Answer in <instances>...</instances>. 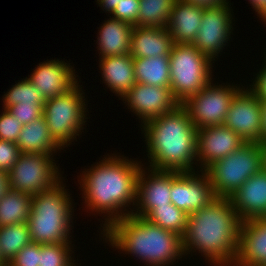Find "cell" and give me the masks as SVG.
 <instances>
[{
    "instance_id": "cell-28",
    "label": "cell",
    "mask_w": 266,
    "mask_h": 266,
    "mask_svg": "<svg viewBox=\"0 0 266 266\" xmlns=\"http://www.w3.org/2000/svg\"><path fill=\"white\" fill-rule=\"evenodd\" d=\"M176 0H140L136 26L166 28Z\"/></svg>"
},
{
    "instance_id": "cell-5",
    "label": "cell",
    "mask_w": 266,
    "mask_h": 266,
    "mask_svg": "<svg viewBox=\"0 0 266 266\" xmlns=\"http://www.w3.org/2000/svg\"><path fill=\"white\" fill-rule=\"evenodd\" d=\"M61 180L51 190L32 195L27 221L31 242L38 244L72 243L74 207L71 194Z\"/></svg>"
},
{
    "instance_id": "cell-41",
    "label": "cell",
    "mask_w": 266,
    "mask_h": 266,
    "mask_svg": "<svg viewBox=\"0 0 266 266\" xmlns=\"http://www.w3.org/2000/svg\"><path fill=\"white\" fill-rule=\"evenodd\" d=\"M10 189L9 175L4 171H0V200Z\"/></svg>"
},
{
    "instance_id": "cell-33",
    "label": "cell",
    "mask_w": 266,
    "mask_h": 266,
    "mask_svg": "<svg viewBox=\"0 0 266 266\" xmlns=\"http://www.w3.org/2000/svg\"><path fill=\"white\" fill-rule=\"evenodd\" d=\"M2 109L0 114V140L16 143L23 125L7 109Z\"/></svg>"
},
{
    "instance_id": "cell-25",
    "label": "cell",
    "mask_w": 266,
    "mask_h": 266,
    "mask_svg": "<svg viewBox=\"0 0 266 266\" xmlns=\"http://www.w3.org/2000/svg\"><path fill=\"white\" fill-rule=\"evenodd\" d=\"M134 72L137 83L170 87L169 56L135 58Z\"/></svg>"
},
{
    "instance_id": "cell-12",
    "label": "cell",
    "mask_w": 266,
    "mask_h": 266,
    "mask_svg": "<svg viewBox=\"0 0 266 266\" xmlns=\"http://www.w3.org/2000/svg\"><path fill=\"white\" fill-rule=\"evenodd\" d=\"M247 87L233 98L224 125L247 143H258L262 135L261 100Z\"/></svg>"
},
{
    "instance_id": "cell-37",
    "label": "cell",
    "mask_w": 266,
    "mask_h": 266,
    "mask_svg": "<svg viewBox=\"0 0 266 266\" xmlns=\"http://www.w3.org/2000/svg\"><path fill=\"white\" fill-rule=\"evenodd\" d=\"M257 72L253 83L250 86V90L261 100L266 101V63L262 65V68Z\"/></svg>"
},
{
    "instance_id": "cell-19",
    "label": "cell",
    "mask_w": 266,
    "mask_h": 266,
    "mask_svg": "<svg viewBox=\"0 0 266 266\" xmlns=\"http://www.w3.org/2000/svg\"><path fill=\"white\" fill-rule=\"evenodd\" d=\"M229 199L241 222L266 217V172L251 176Z\"/></svg>"
},
{
    "instance_id": "cell-39",
    "label": "cell",
    "mask_w": 266,
    "mask_h": 266,
    "mask_svg": "<svg viewBox=\"0 0 266 266\" xmlns=\"http://www.w3.org/2000/svg\"><path fill=\"white\" fill-rule=\"evenodd\" d=\"M261 21L266 19V0H248Z\"/></svg>"
},
{
    "instance_id": "cell-2",
    "label": "cell",
    "mask_w": 266,
    "mask_h": 266,
    "mask_svg": "<svg viewBox=\"0 0 266 266\" xmlns=\"http://www.w3.org/2000/svg\"><path fill=\"white\" fill-rule=\"evenodd\" d=\"M240 224L231 200L216 197L188 215L182 237L184 257L197 251L210 265L232 266L238 250Z\"/></svg>"
},
{
    "instance_id": "cell-15",
    "label": "cell",
    "mask_w": 266,
    "mask_h": 266,
    "mask_svg": "<svg viewBox=\"0 0 266 266\" xmlns=\"http://www.w3.org/2000/svg\"><path fill=\"white\" fill-rule=\"evenodd\" d=\"M126 106L141 120V125L176 109L180 103L175 99L170 87H158L136 83L121 98Z\"/></svg>"
},
{
    "instance_id": "cell-21",
    "label": "cell",
    "mask_w": 266,
    "mask_h": 266,
    "mask_svg": "<svg viewBox=\"0 0 266 266\" xmlns=\"http://www.w3.org/2000/svg\"><path fill=\"white\" fill-rule=\"evenodd\" d=\"M202 16L203 7L176 0L166 27L173 42L192 44L200 28Z\"/></svg>"
},
{
    "instance_id": "cell-3",
    "label": "cell",
    "mask_w": 266,
    "mask_h": 266,
    "mask_svg": "<svg viewBox=\"0 0 266 266\" xmlns=\"http://www.w3.org/2000/svg\"><path fill=\"white\" fill-rule=\"evenodd\" d=\"M141 127L149 168L177 172L196 171L197 128L181 104L169 113L144 122Z\"/></svg>"
},
{
    "instance_id": "cell-11",
    "label": "cell",
    "mask_w": 266,
    "mask_h": 266,
    "mask_svg": "<svg viewBox=\"0 0 266 266\" xmlns=\"http://www.w3.org/2000/svg\"><path fill=\"white\" fill-rule=\"evenodd\" d=\"M229 4L217 7L203 8V16L200 28L197 32L194 45L204 55L209 57L214 63L219 54L223 52L233 35V10ZM232 11V12H231Z\"/></svg>"
},
{
    "instance_id": "cell-23",
    "label": "cell",
    "mask_w": 266,
    "mask_h": 266,
    "mask_svg": "<svg viewBox=\"0 0 266 266\" xmlns=\"http://www.w3.org/2000/svg\"><path fill=\"white\" fill-rule=\"evenodd\" d=\"M99 27L97 50L99 58L130 54L131 36L134 26L109 16ZM100 50V51H99Z\"/></svg>"
},
{
    "instance_id": "cell-38",
    "label": "cell",
    "mask_w": 266,
    "mask_h": 266,
    "mask_svg": "<svg viewBox=\"0 0 266 266\" xmlns=\"http://www.w3.org/2000/svg\"><path fill=\"white\" fill-rule=\"evenodd\" d=\"M186 3L197 5L203 8L217 7L223 4H229L227 0H183Z\"/></svg>"
},
{
    "instance_id": "cell-18",
    "label": "cell",
    "mask_w": 266,
    "mask_h": 266,
    "mask_svg": "<svg viewBox=\"0 0 266 266\" xmlns=\"http://www.w3.org/2000/svg\"><path fill=\"white\" fill-rule=\"evenodd\" d=\"M232 266H266V217L241 222Z\"/></svg>"
},
{
    "instance_id": "cell-17",
    "label": "cell",
    "mask_w": 266,
    "mask_h": 266,
    "mask_svg": "<svg viewBox=\"0 0 266 266\" xmlns=\"http://www.w3.org/2000/svg\"><path fill=\"white\" fill-rule=\"evenodd\" d=\"M64 60L52 59L41 62L28 75V80L39 90L44 99L53 98L65 94L80 81L75 69Z\"/></svg>"
},
{
    "instance_id": "cell-7",
    "label": "cell",
    "mask_w": 266,
    "mask_h": 266,
    "mask_svg": "<svg viewBox=\"0 0 266 266\" xmlns=\"http://www.w3.org/2000/svg\"><path fill=\"white\" fill-rule=\"evenodd\" d=\"M169 62L170 88L180 104L200 92L214 79V62L192 44L174 43Z\"/></svg>"
},
{
    "instance_id": "cell-10",
    "label": "cell",
    "mask_w": 266,
    "mask_h": 266,
    "mask_svg": "<svg viewBox=\"0 0 266 266\" xmlns=\"http://www.w3.org/2000/svg\"><path fill=\"white\" fill-rule=\"evenodd\" d=\"M212 81L181 104L197 129L224 125L233 98L244 87L233 83L216 85Z\"/></svg>"
},
{
    "instance_id": "cell-20",
    "label": "cell",
    "mask_w": 266,
    "mask_h": 266,
    "mask_svg": "<svg viewBox=\"0 0 266 266\" xmlns=\"http://www.w3.org/2000/svg\"><path fill=\"white\" fill-rule=\"evenodd\" d=\"M173 45V39L166 28L134 26L130 56L133 59L169 56Z\"/></svg>"
},
{
    "instance_id": "cell-6",
    "label": "cell",
    "mask_w": 266,
    "mask_h": 266,
    "mask_svg": "<svg viewBox=\"0 0 266 266\" xmlns=\"http://www.w3.org/2000/svg\"><path fill=\"white\" fill-rule=\"evenodd\" d=\"M262 169L260 144L246 142L228 156L211 163L203 172L207 175L215 196L229 198Z\"/></svg>"
},
{
    "instance_id": "cell-35",
    "label": "cell",
    "mask_w": 266,
    "mask_h": 266,
    "mask_svg": "<svg viewBox=\"0 0 266 266\" xmlns=\"http://www.w3.org/2000/svg\"><path fill=\"white\" fill-rule=\"evenodd\" d=\"M139 2L140 0H120L111 16L132 26H136L140 9Z\"/></svg>"
},
{
    "instance_id": "cell-9",
    "label": "cell",
    "mask_w": 266,
    "mask_h": 266,
    "mask_svg": "<svg viewBox=\"0 0 266 266\" xmlns=\"http://www.w3.org/2000/svg\"><path fill=\"white\" fill-rule=\"evenodd\" d=\"M55 155L21 153L9 171L10 189L34 195L51 190L64 177L59 173Z\"/></svg>"
},
{
    "instance_id": "cell-43",
    "label": "cell",
    "mask_w": 266,
    "mask_h": 266,
    "mask_svg": "<svg viewBox=\"0 0 266 266\" xmlns=\"http://www.w3.org/2000/svg\"><path fill=\"white\" fill-rule=\"evenodd\" d=\"M262 150V163H263V170L266 172V143L260 144Z\"/></svg>"
},
{
    "instance_id": "cell-8",
    "label": "cell",
    "mask_w": 266,
    "mask_h": 266,
    "mask_svg": "<svg viewBox=\"0 0 266 266\" xmlns=\"http://www.w3.org/2000/svg\"><path fill=\"white\" fill-rule=\"evenodd\" d=\"M83 94L82 85L78 83L65 94L46 99L43 106L50 134L63 149L84 132L86 119H89L86 117L88 104Z\"/></svg>"
},
{
    "instance_id": "cell-30",
    "label": "cell",
    "mask_w": 266,
    "mask_h": 266,
    "mask_svg": "<svg viewBox=\"0 0 266 266\" xmlns=\"http://www.w3.org/2000/svg\"><path fill=\"white\" fill-rule=\"evenodd\" d=\"M72 243L40 244L38 266H76Z\"/></svg>"
},
{
    "instance_id": "cell-40",
    "label": "cell",
    "mask_w": 266,
    "mask_h": 266,
    "mask_svg": "<svg viewBox=\"0 0 266 266\" xmlns=\"http://www.w3.org/2000/svg\"><path fill=\"white\" fill-rule=\"evenodd\" d=\"M119 1L120 0H98L96 4H99L98 6H100L105 13L107 12L108 15H111L118 6Z\"/></svg>"
},
{
    "instance_id": "cell-42",
    "label": "cell",
    "mask_w": 266,
    "mask_h": 266,
    "mask_svg": "<svg viewBox=\"0 0 266 266\" xmlns=\"http://www.w3.org/2000/svg\"><path fill=\"white\" fill-rule=\"evenodd\" d=\"M261 110H262V135L259 144L266 143V101H261Z\"/></svg>"
},
{
    "instance_id": "cell-34",
    "label": "cell",
    "mask_w": 266,
    "mask_h": 266,
    "mask_svg": "<svg viewBox=\"0 0 266 266\" xmlns=\"http://www.w3.org/2000/svg\"><path fill=\"white\" fill-rule=\"evenodd\" d=\"M39 260L40 244L30 242L8 262L7 266H38Z\"/></svg>"
},
{
    "instance_id": "cell-45",
    "label": "cell",
    "mask_w": 266,
    "mask_h": 266,
    "mask_svg": "<svg viewBox=\"0 0 266 266\" xmlns=\"http://www.w3.org/2000/svg\"><path fill=\"white\" fill-rule=\"evenodd\" d=\"M265 49H266V48H265ZM265 51H266V50H265ZM265 53H266V52H265ZM265 53H264V55H265V56H264V60H265L264 62L266 63V54H265Z\"/></svg>"
},
{
    "instance_id": "cell-26",
    "label": "cell",
    "mask_w": 266,
    "mask_h": 266,
    "mask_svg": "<svg viewBox=\"0 0 266 266\" xmlns=\"http://www.w3.org/2000/svg\"><path fill=\"white\" fill-rule=\"evenodd\" d=\"M32 195L9 189L0 200V227L27 223Z\"/></svg>"
},
{
    "instance_id": "cell-29",
    "label": "cell",
    "mask_w": 266,
    "mask_h": 266,
    "mask_svg": "<svg viewBox=\"0 0 266 266\" xmlns=\"http://www.w3.org/2000/svg\"><path fill=\"white\" fill-rule=\"evenodd\" d=\"M145 219L183 237L187 228L188 214L171 203L169 206L154 208Z\"/></svg>"
},
{
    "instance_id": "cell-22",
    "label": "cell",
    "mask_w": 266,
    "mask_h": 266,
    "mask_svg": "<svg viewBox=\"0 0 266 266\" xmlns=\"http://www.w3.org/2000/svg\"><path fill=\"white\" fill-rule=\"evenodd\" d=\"M99 68L103 83L123 98L137 83L134 72V59L129 55L99 58Z\"/></svg>"
},
{
    "instance_id": "cell-16",
    "label": "cell",
    "mask_w": 266,
    "mask_h": 266,
    "mask_svg": "<svg viewBox=\"0 0 266 266\" xmlns=\"http://www.w3.org/2000/svg\"><path fill=\"white\" fill-rule=\"evenodd\" d=\"M246 143L225 125L197 129V162L200 171L211 163L228 156Z\"/></svg>"
},
{
    "instance_id": "cell-1",
    "label": "cell",
    "mask_w": 266,
    "mask_h": 266,
    "mask_svg": "<svg viewBox=\"0 0 266 266\" xmlns=\"http://www.w3.org/2000/svg\"><path fill=\"white\" fill-rule=\"evenodd\" d=\"M127 158L115 153L108 157L104 155L102 160L95 162L96 165L82 171L81 180H78L87 212L103 214L105 221L101 223V233L116 220L133 212L126 207L135 205L137 180L143 164Z\"/></svg>"
},
{
    "instance_id": "cell-13",
    "label": "cell",
    "mask_w": 266,
    "mask_h": 266,
    "mask_svg": "<svg viewBox=\"0 0 266 266\" xmlns=\"http://www.w3.org/2000/svg\"><path fill=\"white\" fill-rule=\"evenodd\" d=\"M215 198L212 185L203 171H172L171 201L180 210L189 215Z\"/></svg>"
},
{
    "instance_id": "cell-24",
    "label": "cell",
    "mask_w": 266,
    "mask_h": 266,
    "mask_svg": "<svg viewBox=\"0 0 266 266\" xmlns=\"http://www.w3.org/2000/svg\"><path fill=\"white\" fill-rule=\"evenodd\" d=\"M16 144L21 153L53 155L63 150L51 136L44 116L23 125Z\"/></svg>"
},
{
    "instance_id": "cell-32",
    "label": "cell",
    "mask_w": 266,
    "mask_h": 266,
    "mask_svg": "<svg viewBox=\"0 0 266 266\" xmlns=\"http://www.w3.org/2000/svg\"><path fill=\"white\" fill-rule=\"evenodd\" d=\"M3 108L7 109L22 125L43 116V107L39 103H18L13 106H3Z\"/></svg>"
},
{
    "instance_id": "cell-44",
    "label": "cell",
    "mask_w": 266,
    "mask_h": 266,
    "mask_svg": "<svg viewBox=\"0 0 266 266\" xmlns=\"http://www.w3.org/2000/svg\"><path fill=\"white\" fill-rule=\"evenodd\" d=\"M0 266H7V264L3 261L1 256H0Z\"/></svg>"
},
{
    "instance_id": "cell-27",
    "label": "cell",
    "mask_w": 266,
    "mask_h": 266,
    "mask_svg": "<svg viewBox=\"0 0 266 266\" xmlns=\"http://www.w3.org/2000/svg\"><path fill=\"white\" fill-rule=\"evenodd\" d=\"M30 242L27 223L0 227V256L6 264Z\"/></svg>"
},
{
    "instance_id": "cell-4",
    "label": "cell",
    "mask_w": 266,
    "mask_h": 266,
    "mask_svg": "<svg viewBox=\"0 0 266 266\" xmlns=\"http://www.w3.org/2000/svg\"><path fill=\"white\" fill-rule=\"evenodd\" d=\"M101 234L120 254H131L146 266L174 265L184 255L182 237L132 214L116 220Z\"/></svg>"
},
{
    "instance_id": "cell-14",
    "label": "cell",
    "mask_w": 266,
    "mask_h": 266,
    "mask_svg": "<svg viewBox=\"0 0 266 266\" xmlns=\"http://www.w3.org/2000/svg\"><path fill=\"white\" fill-rule=\"evenodd\" d=\"M171 188L172 171L148 167L145 169L143 165L138 175L136 202L132 215L145 218L154 208L169 206L172 203Z\"/></svg>"
},
{
    "instance_id": "cell-36",
    "label": "cell",
    "mask_w": 266,
    "mask_h": 266,
    "mask_svg": "<svg viewBox=\"0 0 266 266\" xmlns=\"http://www.w3.org/2000/svg\"><path fill=\"white\" fill-rule=\"evenodd\" d=\"M20 154L21 152L16 143L0 140V171L9 173Z\"/></svg>"
},
{
    "instance_id": "cell-31",
    "label": "cell",
    "mask_w": 266,
    "mask_h": 266,
    "mask_svg": "<svg viewBox=\"0 0 266 266\" xmlns=\"http://www.w3.org/2000/svg\"><path fill=\"white\" fill-rule=\"evenodd\" d=\"M2 101L3 106H13L18 103H39L43 107L46 100L26 77L12 85L11 89H8L4 94Z\"/></svg>"
}]
</instances>
